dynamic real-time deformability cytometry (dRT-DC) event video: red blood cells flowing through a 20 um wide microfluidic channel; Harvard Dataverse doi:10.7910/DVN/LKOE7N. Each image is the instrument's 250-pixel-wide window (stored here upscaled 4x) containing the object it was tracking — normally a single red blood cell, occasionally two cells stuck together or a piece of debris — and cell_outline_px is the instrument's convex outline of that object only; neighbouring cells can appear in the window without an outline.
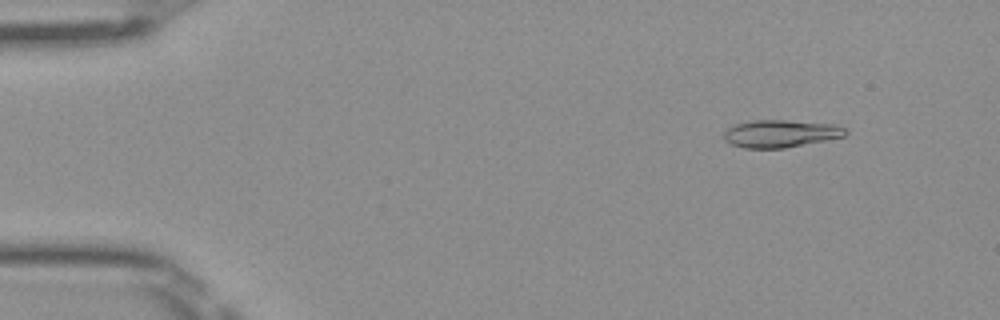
{"species": "Egyptian fruit bat (a non-hibernating species)", "species_latin": "Rousettus aegyptiacus", "temperature_condition": "room temperature", "stored_images_in_passage": 49, "camera_frame_rate_fps": 3000, "um_per_image_px": 0.085, "frame": {"image": 1, "passage_image": 4, "time_ms": 1.0, "image_size_px": [1000, 320], "cell_outline_px": [[848, 132], [844, 136], [784, 148], [744, 148], [732, 144], [724, 140], [724, 132], [728, 128], [736, 124], [752, 120], [784, 120], [836, 124], [844, 128]], "centroid_in_image_um": [66.33, 11.35], "position_along_channel_um": 18.7, "area_um2": 19.31}}
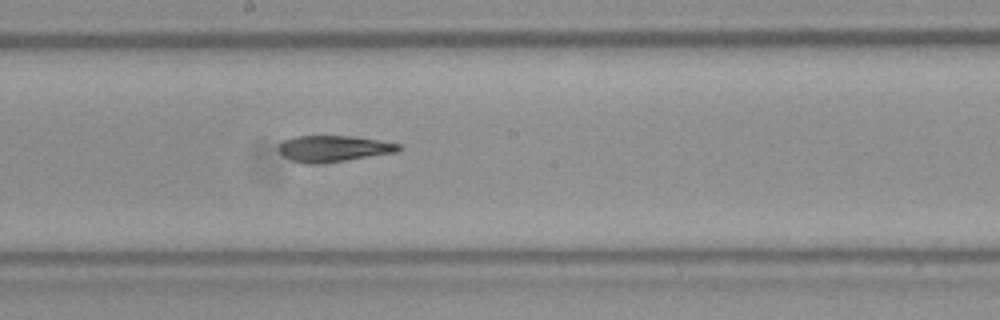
{"frame": {"image": 2, "passage_image": 26, "time_ms": 8.333, "image_size_px": [1000, 320], "cell_outline_px": [[404, 148], [396, 152], [324, 164], [308, 164], [292, 160], [284, 156], [280, 152], [280, 144], [284, 140], [296, 136], [352, 136], [380, 140], [400, 144]], "centroid_in_image_um": [28.4, 12.63], "position_along_channel_um": 219.8, "area_um2": 18.38}}
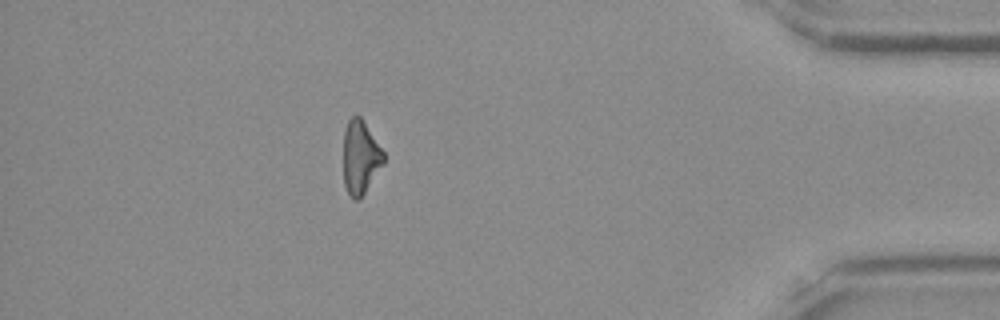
{"frame": {"image": 3, "passage_image": 43, "time_ms": 14.0, "image_size_px": [1000, 320], "cell_outline_px": [[384, 164], [364, 192], [356, 200], [348, 192], [344, 184], [344, 128], [348, 120], [352, 116], [360, 116], [384, 152]], "centroid_in_image_um": [30.63, 13.33], "position_along_channel_um": 404.6, "area_um2": 16.88}, "authors_computed_cell_mechanics": {"area_um2": 19.0162, "velocity_mm_per_s": 4.0545, "shape_relaxation_time_tau1_ms": null, "shape_relaxation_time_tau2_ms": 6.5421, "deformation_change_tau1": null, "deformation_change_tau2": 0.1684}}